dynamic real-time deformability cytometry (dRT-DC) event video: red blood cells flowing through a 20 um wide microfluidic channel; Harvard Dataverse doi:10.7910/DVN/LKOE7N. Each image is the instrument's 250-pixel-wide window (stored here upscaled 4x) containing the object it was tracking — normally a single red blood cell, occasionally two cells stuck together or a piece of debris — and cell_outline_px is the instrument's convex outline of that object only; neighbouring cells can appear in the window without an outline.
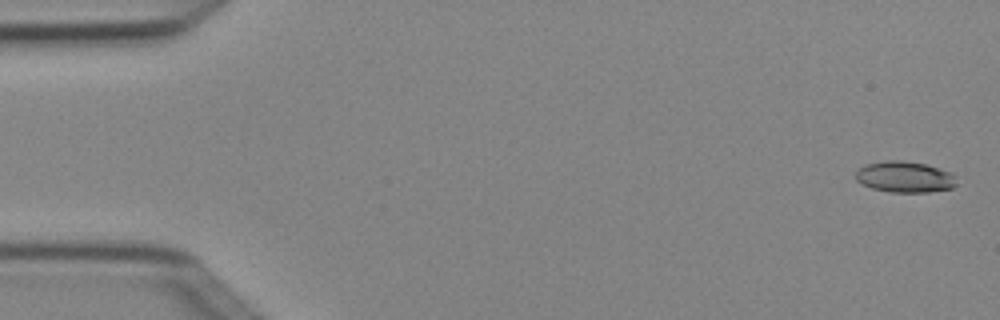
{"species": "Egyptian fruit bat (a non-hibernating species)", "species_latin": "Rousettus aegyptiacus", "temperature_condition": "cold", "stored_images_in_passage": 5, "camera_frame_rate_fps": 3000, "um_per_image_px": 0.085, "animal": {"sex": "female"}, "frame": {"image": 1, "passage_image": 1, "time_ms": 0.0, "image_size_px": [1000, 320], "cell_outline_px": [[956, 184], [952, 188], [928, 192], [888, 192], [872, 188], [856, 180], [856, 172], [864, 164], [888, 160], [900, 160], [924, 164], [948, 172], [956, 176]], "centroid_in_image_um": [76.88, 15.04], "position_along_channel_um": 8.1, "area_um2": 18.09}}
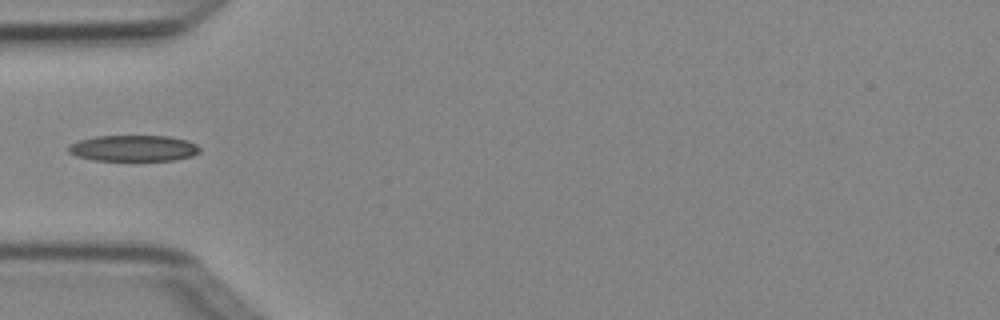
{"frame": {"image": 2, "passage_image": 4, "time_ms": 1.0, "image_size_px": [1000, 320], "cell_outline_px": [[200, 152], [192, 156], [176, 160], [92, 160], [76, 156], [68, 152], [68, 144], [80, 140], [96, 136], [168, 136], [188, 140], [196, 144], [200, 148]], "centroid_in_image_um": [11.35, 12.6], "position_along_channel_um": 73.7, "area_um2": 20.06}}
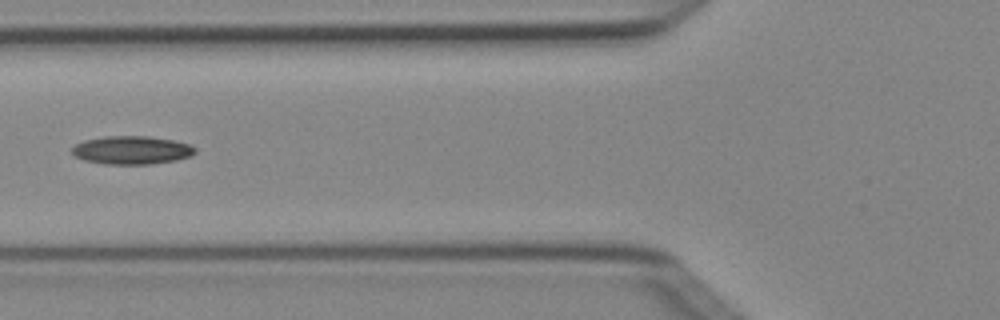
{"frame": {"image": 3, "passage_image": 5, "time_ms": 1.333, "image_size_px": [1000, 320], "cell_outline_px": [[196, 152], [188, 156], [176, 160], [152, 164], [104, 164], [84, 160], [72, 156], [72, 148], [76, 144], [84, 140], [104, 136], [148, 136], [176, 140], [188, 144], [196, 148]], "centroid_in_image_um": [11.17, 12.76], "position_along_channel_um": 114.6, "area_um2": 20.4}}